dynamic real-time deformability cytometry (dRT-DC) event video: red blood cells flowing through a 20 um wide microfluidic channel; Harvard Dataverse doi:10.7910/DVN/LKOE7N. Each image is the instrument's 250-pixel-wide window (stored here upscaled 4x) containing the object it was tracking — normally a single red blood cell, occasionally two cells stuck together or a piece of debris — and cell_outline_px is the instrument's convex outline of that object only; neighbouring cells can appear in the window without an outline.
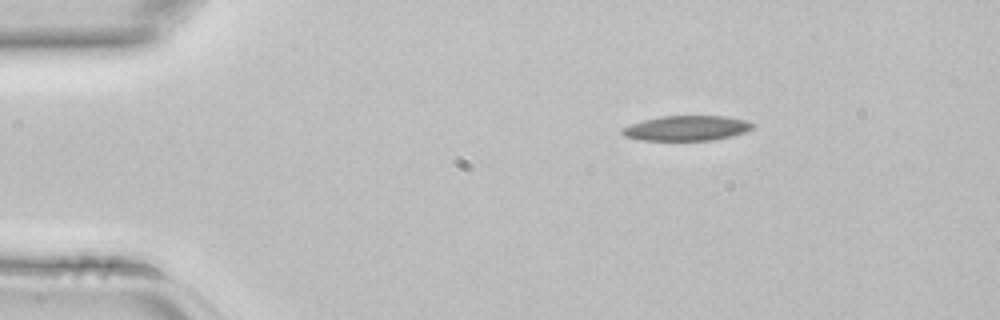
{"species": "common noctule bat (a hibernating species)", "species_latin": "Nyctalus noctula", "temperature_condition": "room temperature", "stored_images_in_passage": 2, "camera_frame_rate_fps": 3000, "um_per_image_px": 0.085, "animal": {"sex": "female", "body_mass_g": 22.7, "forearm_length_mm": 54.2}, "frame": {"image": 1, "passage_image": 1, "time_ms": 0.0, "image_size_px": [1000, 320], "cell_outline_px": [[756, 124], [748, 132], [732, 136], [712, 140], [640, 140], [624, 136], [620, 132], [620, 128], [628, 124], [660, 116], [724, 116], [748, 120]], "centroid_in_image_um": [58.37, 10.89], "position_along_channel_um": 26.6, "area_um2": 19.31}}